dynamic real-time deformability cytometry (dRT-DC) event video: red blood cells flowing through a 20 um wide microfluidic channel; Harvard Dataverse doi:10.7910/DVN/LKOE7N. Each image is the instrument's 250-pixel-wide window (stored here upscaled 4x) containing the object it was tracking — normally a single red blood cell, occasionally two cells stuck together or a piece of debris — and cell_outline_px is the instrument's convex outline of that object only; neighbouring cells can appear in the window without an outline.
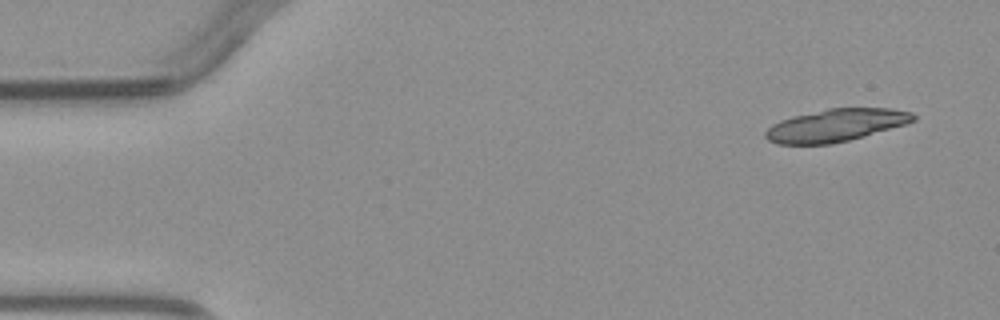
{"species": "common noctule bat (a hibernating species)", "species_latin": "Nyctalus noctula", "temperature_condition": "warm", "stored_images_in_passage": 3, "segment_of_instrument_passage": [2, 2], "camera_frame_rate_fps": 3000, "um_per_image_px": 0.085, "animal": {"sex": "male", "body_mass_g": 23.1, "forearm_length_mm": 52.7}, "frame": {"image": 1, "passage_image": 3, "time_ms": 3.333, "image_size_px": [1000, 320], "cell_outline_px": [[916, 120], [904, 124], [864, 136], [832, 144], [776, 144], [768, 140], [764, 136], [764, 132], [772, 124], [780, 120], [792, 116], [828, 108], [892, 108], [912, 112], [916, 116]], "centroid_in_image_um": [71.02, 10.64], "position_along_channel_um": 14.0, "area_um2": 28.03}}